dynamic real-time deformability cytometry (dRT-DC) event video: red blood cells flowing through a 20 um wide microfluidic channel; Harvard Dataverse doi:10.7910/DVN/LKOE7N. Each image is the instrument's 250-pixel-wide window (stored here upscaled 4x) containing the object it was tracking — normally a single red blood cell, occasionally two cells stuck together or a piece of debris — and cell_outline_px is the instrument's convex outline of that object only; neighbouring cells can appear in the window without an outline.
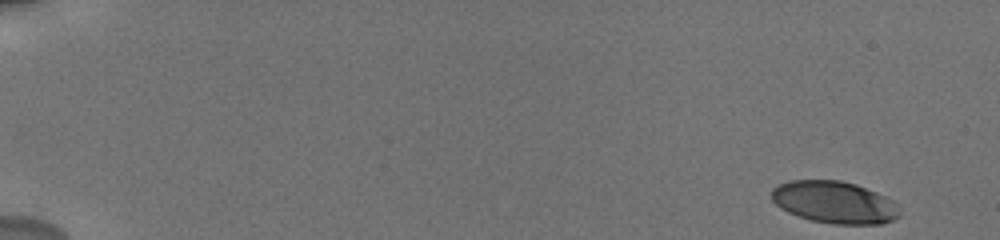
{"species": "human", "species_latin": "Homo sapiens", "temperature_condition": "cold", "stored_images_in_passage": 63, "camera_frame_rate_fps": 3000, "um_per_image_px": 0.085, "donor": {"sex": "male"}, "frame": {"image": 1, "passage_image": 1, "time_ms": 0.0, "image_size_px": [1000, 240], "cell_outline_px": [[900, 216], [892, 220], [880, 224], [832, 224], [812, 220], [788, 212], [780, 208], [772, 200], [772, 188], [788, 180], [840, 180], [856, 184], [876, 192], [892, 200], [900, 212]], "centroid_in_image_um": [70.91, 17.19], "position_along_channel_um": 14.1, "area_um2": 31.33}}
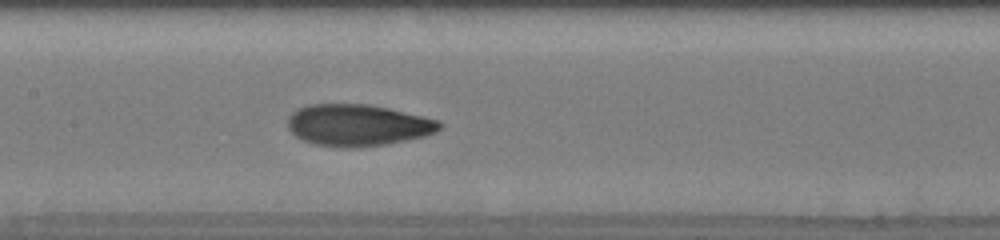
{"frame": {"image": 2, "passage_image": 38, "time_ms": 9.0, "image_size_px": [1000, 240], "cell_outline_px": [[440, 128], [436, 132], [424, 136], [388, 144], [352, 148], [344, 148], [316, 144], [304, 140], [296, 136], [288, 128], [288, 116], [296, 108], [308, 104], [368, 104], [388, 108], [436, 120], [440, 124]], "centroid_in_image_um": [30.35, 10.64], "position_along_channel_um": 177.0, "area_um2": 36.65}}
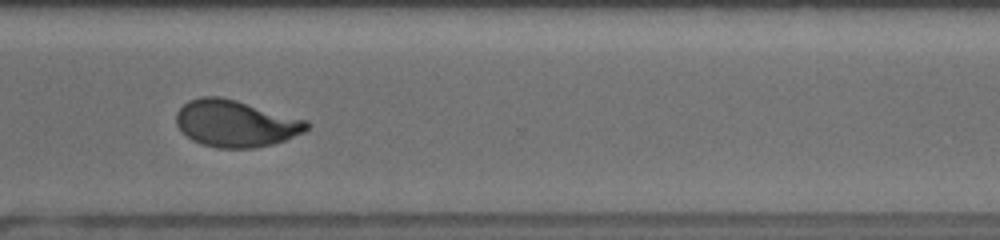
{"frame": {"image": 3, "passage_image": 51, "time_ms": 13.667, "image_size_px": [1000, 240], "cell_outline_px": [[312, 124], [304, 132], [284, 140], [272, 144], [256, 148], [216, 148], [200, 144], [192, 140], [180, 132], [176, 124], [176, 112], [188, 100], [200, 96], [220, 96], [236, 100], [308, 120]], "centroid_in_image_um": [20.01, 10.5], "position_along_channel_um": 350.6, "area_um2": 35.95}, "authors_computed_cell_mechanics": {"area_um2": 35.0268, "velocity_mm_per_s": 3.7291, "shape_relaxation_time_tau1_ms": 3.8838, "shape_relaxation_time_tau2_ms": 1.2846, "deformation_change_tau1": 0.1743, "deformation_change_tau2": 0.0626}}